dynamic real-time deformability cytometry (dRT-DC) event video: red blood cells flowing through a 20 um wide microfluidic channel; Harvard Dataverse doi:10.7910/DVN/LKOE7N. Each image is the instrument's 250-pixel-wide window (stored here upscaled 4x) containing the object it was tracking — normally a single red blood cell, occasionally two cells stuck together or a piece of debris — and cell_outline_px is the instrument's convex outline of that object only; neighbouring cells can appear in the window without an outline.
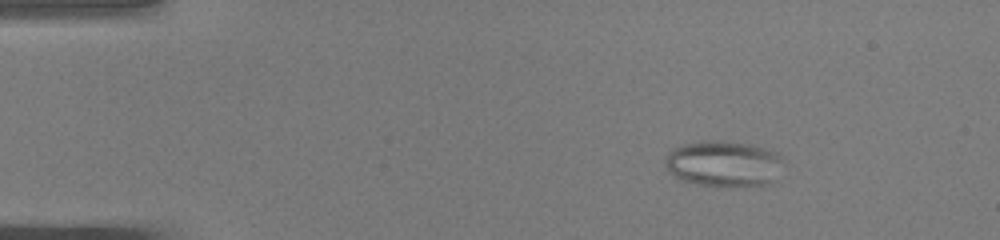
{"species": "common noctule bat (a hibernating species)", "species_latin": "Nyctalus noctula", "temperature_condition": "warm", "stored_images_in_passage": 49, "camera_frame_rate_fps": 3000, "um_per_image_px": 0.085, "animal": {"sex": "male", "body_mass_g": 19.0, "forearm_length_mm": 50.8}, "frame": {"image": 1, "passage_image": 7, "time_ms": 2.0, "image_size_px": [1000, 240], "cell_outline_px": [[780, 160], [768, 180], [764, 184], [728, 188], [696, 184], [684, 180], [676, 176], [664, 164], [664, 160], [668, 152], [672, 148], [684, 144], [704, 140], [716, 140], [748, 144], [764, 148], [776, 152], [780, 156]], "centroid_in_image_um": [61.38, 13.9], "position_along_channel_um": 23.6, "area_um2": 30.87}}
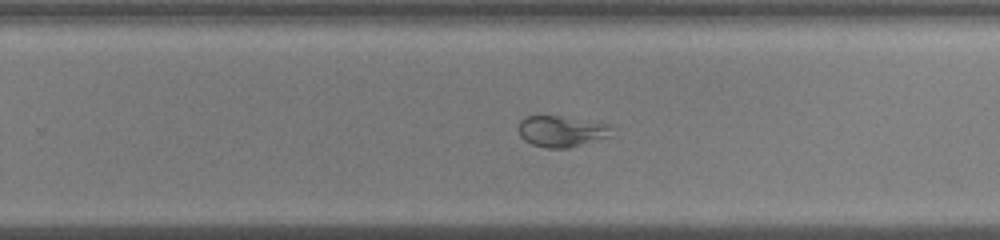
{"frame": {"image": 2, "passage_image": 32, "time_ms": 10.333, "image_size_px": [1000, 240], "cell_outline_px": [[616, 136], [568, 148], [544, 148], [532, 144], [524, 140], [520, 136], [516, 128], [520, 120], [524, 116], [560, 116], [612, 124]], "centroid_in_image_um": [47.79, 11.16], "position_along_channel_um": 282.0, "area_um2": 17.57}}
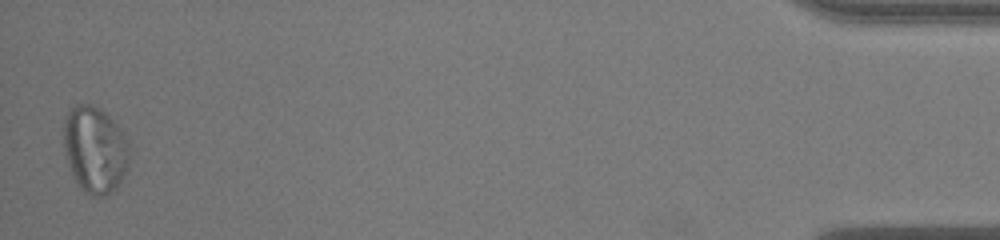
{"frame": {"image": 3, "passage_image": 49, "time_ms": 16.0, "image_size_px": [1000, 240], "cell_outline_px": [[128, 172], [116, 188], [112, 192], [104, 196], [92, 196], [84, 192], [80, 188], [68, 164], [64, 144], [64, 120], [68, 108], [76, 104], [92, 104], [100, 108], [124, 132], [128, 144]], "centroid_in_image_um": [8.08, 12.71], "position_along_channel_um": 427.1, "area_um2": 33.35}}